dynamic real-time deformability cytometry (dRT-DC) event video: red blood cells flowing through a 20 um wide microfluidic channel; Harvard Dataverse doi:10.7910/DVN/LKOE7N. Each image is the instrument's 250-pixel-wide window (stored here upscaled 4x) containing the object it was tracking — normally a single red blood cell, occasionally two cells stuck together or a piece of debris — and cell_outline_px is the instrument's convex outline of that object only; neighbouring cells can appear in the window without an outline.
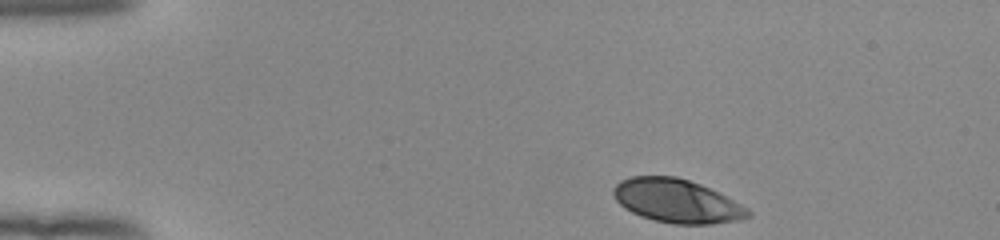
{"species": "human", "species_latin": "Homo sapiens", "temperature_condition": "room temperature", "stored_images_in_passage": 45, "camera_frame_rate_fps": 3000, "um_per_image_px": 0.085, "donor": {"sex": "female"}, "frame": {"image": 1, "passage_image": 1, "time_ms": 0.0, "image_size_px": [1000, 240], "cell_outline_px": [[752, 216], [740, 220], [712, 224], [672, 224], [640, 216], [624, 208], [616, 200], [612, 192], [612, 188], [620, 180], [632, 176], [676, 176], [700, 184], [748, 208], [752, 212]], "centroid_in_image_um": [57.51, 17.09], "position_along_channel_um": 27.5, "area_um2": 34.1}}
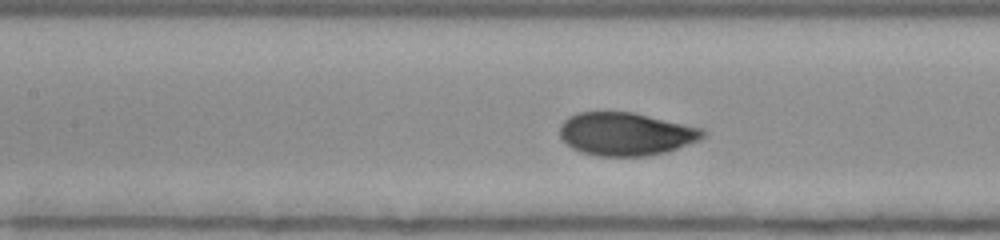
{"frame": {"image": 2, "passage_image": 17, "time_ms": 5.333, "image_size_px": [1000, 240], "cell_outline_px": [[704, 136], [700, 140], [664, 152], [644, 156], [596, 156], [580, 152], [572, 148], [560, 136], [560, 124], [568, 116], [576, 112], [632, 112], [704, 128]], "centroid_in_image_um": [53.17, 11.38], "position_along_channel_um": 154.2, "area_um2": 35.84}}
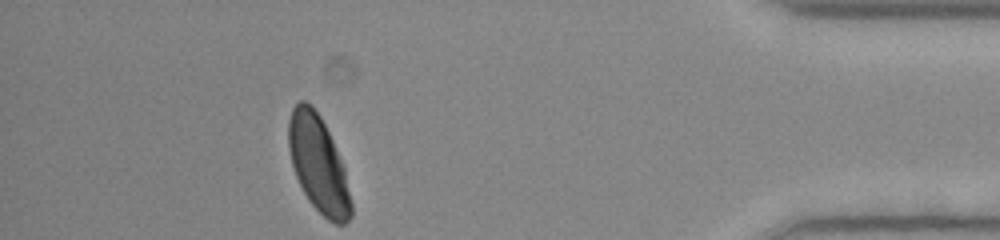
{"frame": {"image": 3, "passage_image": 40, "time_ms": 13.0, "image_size_px": [1000, 240], "cell_outline_px": [[352, 216], [344, 224], [336, 224], [328, 220], [308, 200], [296, 176], [292, 164], [288, 148], [288, 120], [292, 108], [300, 100], [304, 100], [320, 116], [332, 140], [344, 168], [352, 204]], "centroid_in_image_um": [27.05, 13.97], "position_along_channel_um": 408.2, "area_um2": 34.68}, "authors_computed_cell_mechanics": {"area_um2": 35.0846, "velocity_mm_per_s": 3.903, "shape_relaxation_time_tau1_ms": 2.3717, "shape_relaxation_time_tau2_ms": null, "deformation_change_tau1": 0.1559, "deformation_change_tau2": null}}